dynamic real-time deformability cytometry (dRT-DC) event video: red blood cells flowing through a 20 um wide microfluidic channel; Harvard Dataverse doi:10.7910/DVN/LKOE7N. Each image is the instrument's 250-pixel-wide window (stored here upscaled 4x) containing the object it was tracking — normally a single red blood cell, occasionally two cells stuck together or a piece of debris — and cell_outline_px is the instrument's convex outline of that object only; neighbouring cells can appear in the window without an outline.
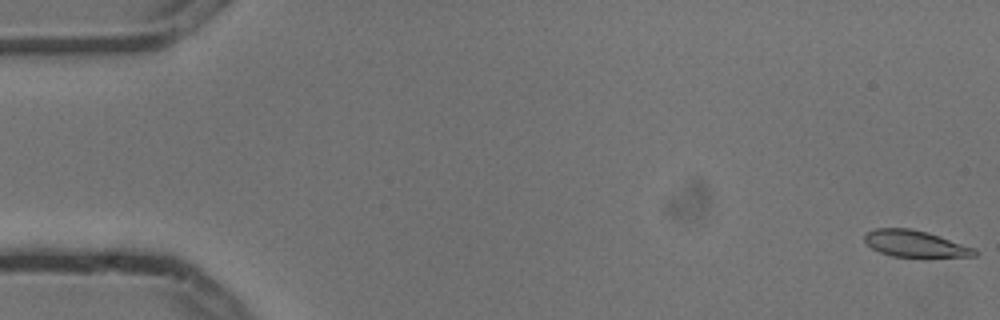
{"species": "common noctule bat (a hibernating species)", "species_latin": "Nyctalus noctula", "temperature_condition": "cold", "stored_images_in_passage": 6, "camera_frame_rate_fps": 3000, "um_per_image_px": 0.085, "animal": {"sex": "male", "body_mass_g": 13.3}, "frame": {"image": 1, "passage_image": 1, "time_ms": 0.0, "image_size_px": [1000, 320], "cell_outline_px": [[976, 256], [924, 260], [892, 256], [880, 252], [872, 248], [864, 240], [864, 236], [868, 232], [876, 228], [908, 228], [928, 232], [976, 248]], "centroid_in_image_um": [77.87, 20.78], "position_along_channel_um": 7.1, "area_um2": 17.92}}